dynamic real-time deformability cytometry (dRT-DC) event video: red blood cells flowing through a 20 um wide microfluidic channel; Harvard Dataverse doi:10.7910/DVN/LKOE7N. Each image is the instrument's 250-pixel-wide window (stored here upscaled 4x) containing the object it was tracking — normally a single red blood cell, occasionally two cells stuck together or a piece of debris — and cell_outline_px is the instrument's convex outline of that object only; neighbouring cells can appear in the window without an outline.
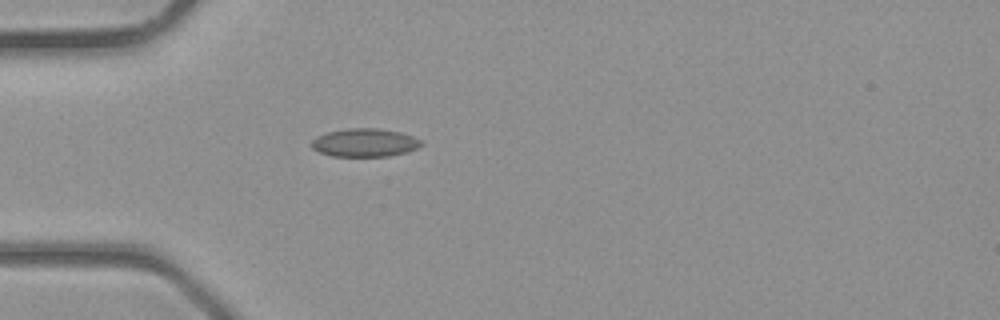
{"species": "common noctule bat (a hibernating species)", "species_latin": "Nyctalus noctula", "temperature_condition": "room temperature", "stored_images_in_passage": 28, "camera_frame_rate_fps": 3000, "um_per_image_px": 0.085, "animal": {"sex": "male", "body_mass_g": 23.1, "forearm_length_mm": 52.7}, "frame": {"image": 1, "passage_image": 1, "time_ms": 0.0, "image_size_px": [1000, 320], "cell_outline_px": [[424, 144], [408, 152], [388, 156], [332, 156], [320, 152], [312, 148], [312, 140], [316, 136], [328, 132], [348, 128], [380, 128], [400, 132], [424, 140]], "centroid_in_image_um": [31.04, 12.12], "position_along_channel_um": 54.0, "area_um2": 18.15}}
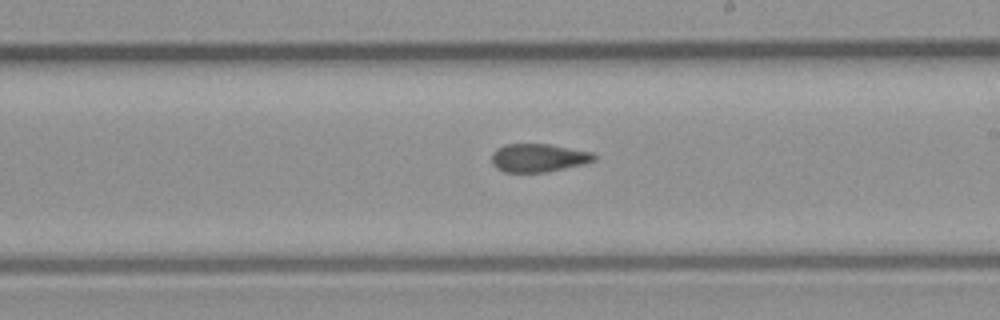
{"frame": {"image": 2, "passage_image": 12, "time_ms": 3.667, "image_size_px": [1000, 320], "cell_outline_px": [[596, 160], [584, 164], [544, 172], [504, 172], [496, 168], [492, 164], [492, 152], [496, 148], [504, 144], [548, 144], [592, 152], [596, 156]], "centroid_in_image_um": [45.74, 13.41], "position_along_channel_um": 243.3, "area_um2": 16.88}}
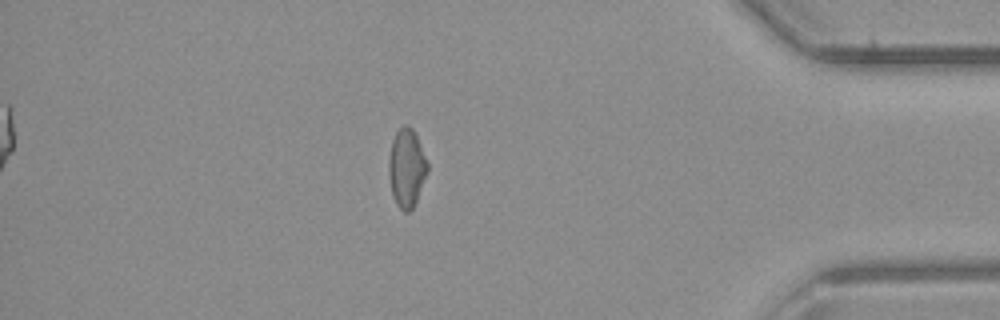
{"frame": {"image": 3, "passage_image": 23, "time_ms": 7.333, "image_size_px": [1000, 320], "cell_outline_px": [[428, 172], [416, 204], [408, 212], [404, 212], [396, 204], [392, 196], [388, 176], [388, 160], [392, 140], [396, 132], [404, 124], [408, 124], [412, 128], [416, 136], [428, 164]], "centroid_in_image_um": [34.55, 14.31], "position_along_channel_um": 400.6, "area_um2": 17.92}}